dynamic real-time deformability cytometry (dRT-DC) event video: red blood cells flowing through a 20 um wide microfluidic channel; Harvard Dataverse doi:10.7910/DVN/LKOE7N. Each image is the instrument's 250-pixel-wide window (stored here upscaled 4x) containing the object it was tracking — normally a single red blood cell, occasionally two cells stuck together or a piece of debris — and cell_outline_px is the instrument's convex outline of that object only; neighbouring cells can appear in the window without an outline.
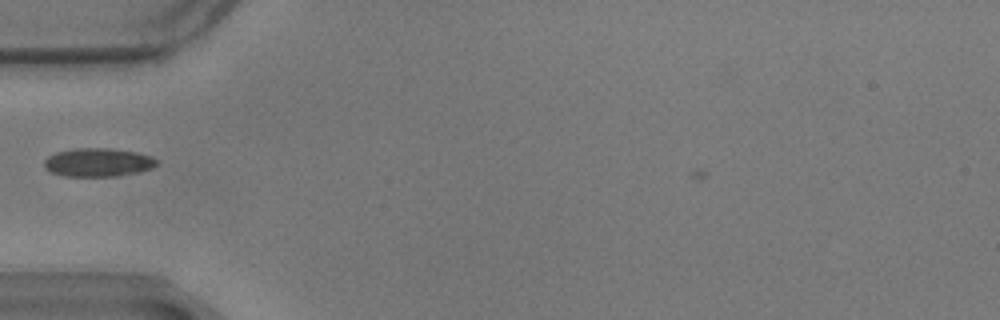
{"species": "common noctule bat (a hibernating species)", "species_latin": "Nyctalus noctula", "temperature_condition": "warm", "stored_images_in_passage": 32, "camera_frame_rate_fps": 3000, "um_per_image_px": 0.085, "animal": {"sex": "male", "body_mass_g": 17.9}, "frame": {"image": 1, "passage_image": 1, "time_ms": 0.0, "image_size_px": [1000, 320], "cell_outline_px": [[156, 164], [152, 168], [140, 172], [116, 176], [64, 176], [48, 172], [44, 168], [44, 160], [48, 156], [56, 152], [76, 148], [108, 148], [136, 152], [152, 156], [156, 160]], "centroid_in_image_um": [8.3, 13.81], "position_along_channel_um": 76.7, "area_um2": 18.79}}
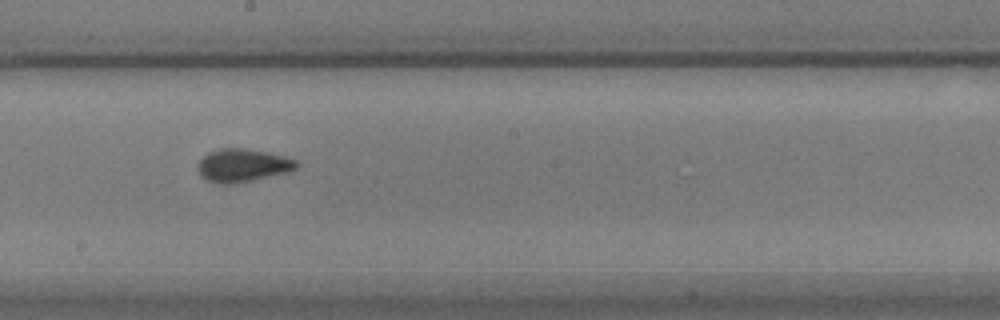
{"frame": {"image": 2, "passage_image": 14, "time_ms": 4.333, "image_size_px": [1000, 320], "cell_outline_px": [[300, 164], [296, 168], [288, 172], [252, 180], [232, 184], [220, 184], [208, 180], [200, 176], [196, 168], [196, 164], [208, 152], [220, 148], [244, 148], [268, 152], [284, 156], [296, 160]], "centroid_in_image_um": [20.6, 14.05], "position_along_channel_um": 227.6, "area_um2": 19.13}}
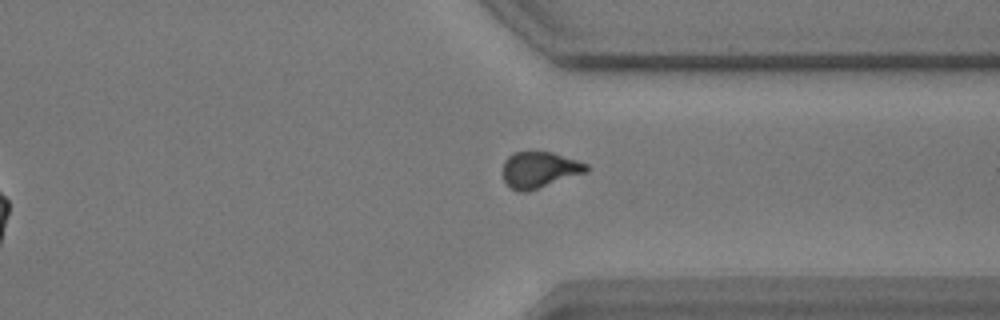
{"frame": {"image": 3, "passage_image": 26, "time_ms": 8.333, "image_size_px": [1000, 320], "cell_outline_px": [[588, 172], [528, 192], [520, 192], [512, 188], [504, 180], [504, 160], [512, 152], [552, 152], [588, 164]], "centroid_in_image_um": [45.87, 14.44], "position_along_channel_um": 365.5, "area_um2": 17.57}}